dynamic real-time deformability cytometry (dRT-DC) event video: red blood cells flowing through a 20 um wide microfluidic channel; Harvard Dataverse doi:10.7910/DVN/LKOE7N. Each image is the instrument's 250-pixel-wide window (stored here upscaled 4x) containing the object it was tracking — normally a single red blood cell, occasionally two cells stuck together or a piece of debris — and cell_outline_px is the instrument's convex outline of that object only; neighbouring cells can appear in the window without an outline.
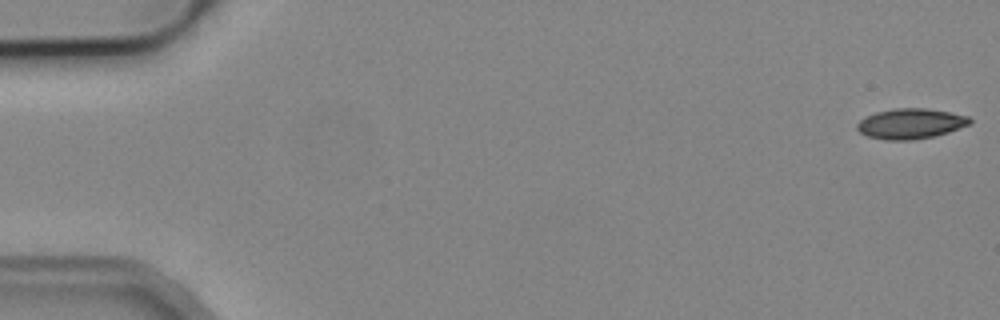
{"species": "common noctule bat (a hibernating species)", "species_latin": "Nyctalus noctula", "temperature_condition": "cold", "stored_images_in_passage": 6, "camera_frame_rate_fps": 3000, "um_per_image_px": 0.085, "animal": {"sex": "male", "body_mass_g": 19.2, "forearm_length_mm": 51.8}, "frame": {"image": 1, "passage_image": 1, "time_ms": 0.0, "image_size_px": [1000, 320], "cell_outline_px": [[972, 124], [936, 136], [912, 140], [884, 140], [868, 136], [860, 132], [856, 128], [856, 124], [864, 116], [876, 112], [896, 108], [924, 108], [948, 112], [968, 116], [972, 120]], "centroid_in_image_um": [77.39, 10.51], "position_along_channel_um": 7.6, "area_um2": 20.0}}
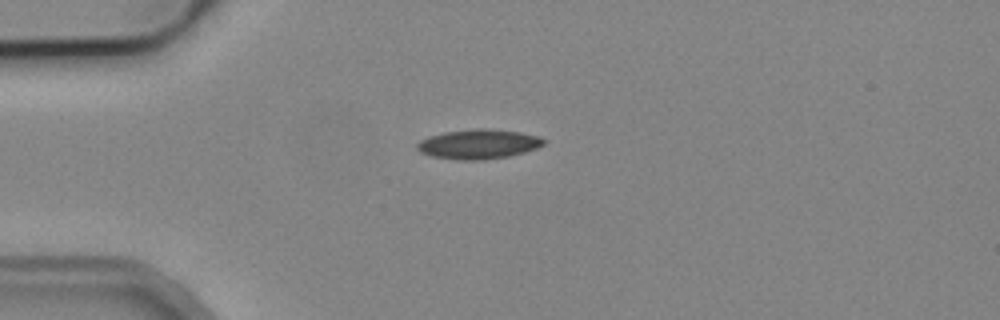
{"frame": {"image": 2, "passage_image": 4, "time_ms": 4.333, "image_size_px": [1000, 320], "cell_outline_px": [[548, 140], [544, 144], [536, 148], [524, 152], [508, 156], [480, 160], [456, 160], [432, 156], [420, 152], [416, 148], [416, 144], [420, 140], [428, 136], [444, 132], [476, 128], [488, 128], [520, 132], [536, 136]], "centroid_in_image_um": [40.65, 12.24], "position_along_channel_um": 44.4, "area_um2": 21.91}}